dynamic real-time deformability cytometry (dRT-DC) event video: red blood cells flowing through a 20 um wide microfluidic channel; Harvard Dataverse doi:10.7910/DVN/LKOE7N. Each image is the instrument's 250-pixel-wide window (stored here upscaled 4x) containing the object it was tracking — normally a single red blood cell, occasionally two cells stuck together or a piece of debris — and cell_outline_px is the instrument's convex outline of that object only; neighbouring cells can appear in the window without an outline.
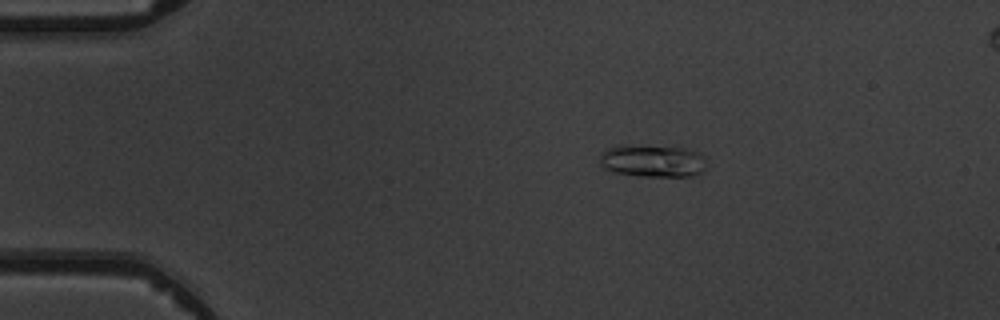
{"species": "common noctule bat (a hibernating species)", "species_latin": "Nyctalus noctula", "temperature_condition": "warm", "stored_images_in_passage": 4, "camera_frame_rate_fps": 3000, "um_per_image_px": 0.085, "animal": {"sex": "male", "body_mass_g": 19.5, "forearm_length_mm": 54.6}, "frame": {"image": 1, "passage_image": 1, "time_ms": 0.0, "image_size_px": [1000, 320], "cell_outline_px": [[704, 172], [696, 176], [640, 176], [612, 172], [604, 168], [600, 164], [600, 152], [616, 144], [624, 144], [688, 148], [700, 152], [704, 156]], "centroid_in_image_um": [55.45, 13.66], "position_along_channel_um": 29.5, "area_um2": 20.69}}